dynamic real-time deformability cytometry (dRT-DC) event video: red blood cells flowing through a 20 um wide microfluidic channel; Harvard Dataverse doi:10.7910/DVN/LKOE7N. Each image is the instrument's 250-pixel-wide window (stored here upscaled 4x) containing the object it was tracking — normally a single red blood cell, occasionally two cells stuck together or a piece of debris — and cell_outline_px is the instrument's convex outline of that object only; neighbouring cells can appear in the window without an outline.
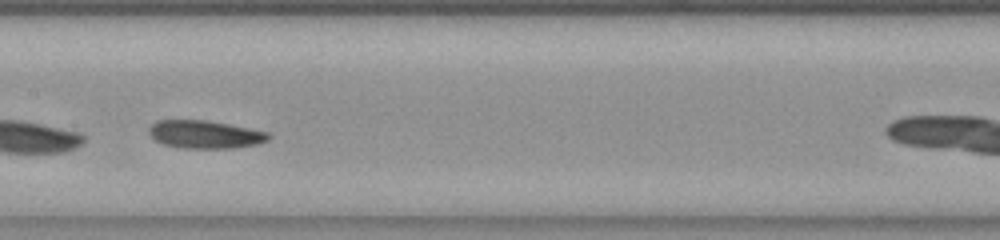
{"species": "common noctule bat (a hibernating species)", "species_latin": "Nyctalus noctula", "temperature_condition": "room temperature", "stored_images_in_passage": 34, "camera_frame_rate_fps": 3000, "um_per_image_px": 0.085, "animal": {"sex": "female", "body_mass_g": 23.0, "forearm_length_mm": 53.4}, "frame": {"image": 1, "passage_image": 10, "time_ms": 3.0, "image_size_px": [1000, 240], "cell_outline_px": [[268, 140], [256, 144], [228, 148], [184, 148], [164, 144], [156, 140], [148, 132], [148, 128], [156, 120], [204, 120], [228, 124], [268, 132]], "centroid_in_image_um": [17.38, 11.42], "position_along_channel_um": 190.0, "area_um2": 19.13}}